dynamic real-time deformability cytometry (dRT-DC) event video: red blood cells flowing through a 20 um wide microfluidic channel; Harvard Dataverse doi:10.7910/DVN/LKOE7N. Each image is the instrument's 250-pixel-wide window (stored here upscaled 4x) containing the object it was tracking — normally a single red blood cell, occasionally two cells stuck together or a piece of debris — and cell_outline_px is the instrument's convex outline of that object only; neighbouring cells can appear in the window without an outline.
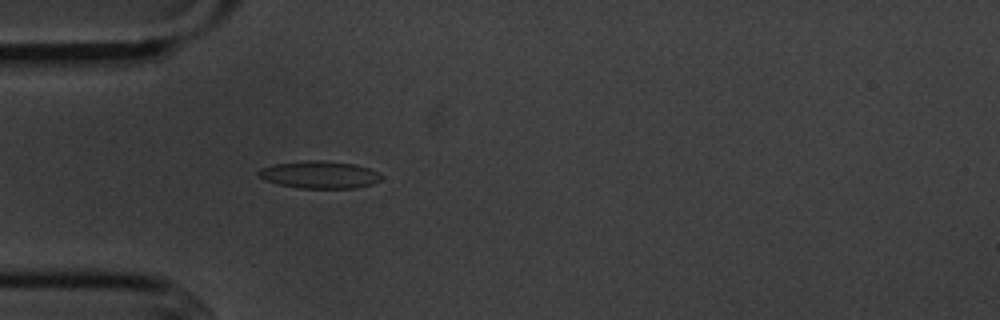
{"species": "common noctule bat (a hibernating species)", "species_latin": "Nyctalus noctula", "temperature_condition": "cold", "stored_images_in_passage": 3, "camera_frame_rate_fps": 3000, "um_per_image_px": 0.085, "animal": {"sex": "male", "body_mass_g": 20.1, "forearm_length_mm": 53.5}, "frame": {"image": 1, "passage_image": 3, "time_ms": 2.333, "image_size_px": [1000, 320], "cell_outline_px": [[384, 176], [380, 180], [372, 184], [356, 188], [300, 188], [280, 184], [268, 180], [260, 176], [256, 172], [260, 168], [276, 164], [308, 160], [324, 160], [356, 164], [368, 168]], "centroid_in_image_um": [27.2, 14.84], "position_along_channel_um": 57.8, "area_um2": 19.42}}